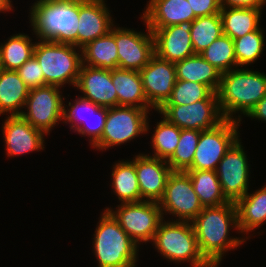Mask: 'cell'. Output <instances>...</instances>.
Masks as SVG:
<instances>
[{"label": "cell", "mask_w": 266, "mask_h": 267, "mask_svg": "<svg viewBox=\"0 0 266 267\" xmlns=\"http://www.w3.org/2000/svg\"><path fill=\"white\" fill-rule=\"evenodd\" d=\"M191 223L200 253L212 267L220 264L224 252L235 249L246 240L229 237L230 227L239 230L237 208L233 202L204 207Z\"/></svg>", "instance_id": "1"}, {"label": "cell", "mask_w": 266, "mask_h": 267, "mask_svg": "<svg viewBox=\"0 0 266 267\" xmlns=\"http://www.w3.org/2000/svg\"><path fill=\"white\" fill-rule=\"evenodd\" d=\"M265 95L266 74L244 68L223 73L217 91L224 118L237 122H241V117L234 118L232 115L240 112L247 116Z\"/></svg>", "instance_id": "2"}, {"label": "cell", "mask_w": 266, "mask_h": 267, "mask_svg": "<svg viewBox=\"0 0 266 267\" xmlns=\"http://www.w3.org/2000/svg\"><path fill=\"white\" fill-rule=\"evenodd\" d=\"M79 0H37L30 22L40 40L72 43L78 22Z\"/></svg>", "instance_id": "3"}, {"label": "cell", "mask_w": 266, "mask_h": 267, "mask_svg": "<svg viewBox=\"0 0 266 267\" xmlns=\"http://www.w3.org/2000/svg\"><path fill=\"white\" fill-rule=\"evenodd\" d=\"M100 218L92 242L98 267H135L139 246L108 211Z\"/></svg>", "instance_id": "4"}, {"label": "cell", "mask_w": 266, "mask_h": 267, "mask_svg": "<svg viewBox=\"0 0 266 267\" xmlns=\"http://www.w3.org/2000/svg\"><path fill=\"white\" fill-rule=\"evenodd\" d=\"M76 46L69 42L38 41L34 49V57L42 67L44 86L58 87L64 84L76 86L82 65V56Z\"/></svg>", "instance_id": "5"}, {"label": "cell", "mask_w": 266, "mask_h": 267, "mask_svg": "<svg viewBox=\"0 0 266 267\" xmlns=\"http://www.w3.org/2000/svg\"><path fill=\"white\" fill-rule=\"evenodd\" d=\"M152 242L171 262L187 261L191 267H212L200 253L191 222L162 220Z\"/></svg>", "instance_id": "6"}, {"label": "cell", "mask_w": 266, "mask_h": 267, "mask_svg": "<svg viewBox=\"0 0 266 267\" xmlns=\"http://www.w3.org/2000/svg\"><path fill=\"white\" fill-rule=\"evenodd\" d=\"M148 111L134 106L108 108L101 139L93 147L104 150L145 134L149 130Z\"/></svg>", "instance_id": "7"}, {"label": "cell", "mask_w": 266, "mask_h": 267, "mask_svg": "<svg viewBox=\"0 0 266 267\" xmlns=\"http://www.w3.org/2000/svg\"><path fill=\"white\" fill-rule=\"evenodd\" d=\"M106 208L127 235L138 245L153 241L164 215L158 202L139 201L120 203L115 211Z\"/></svg>", "instance_id": "8"}, {"label": "cell", "mask_w": 266, "mask_h": 267, "mask_svg": "<svg viewBox=\"0 0 266 267\" xmlns=\"http://www.w3.org/2000/svg\"><path fill=\"white\" fill-rule=\"evenodd\" d=\"M158 111L168 122L180 129L209 130L225 120L215 92L205 100L187 105H163Z\"/></svg>", "instance_id": "9"}, {"label": "cell", "mask_w": 266, "mask_h": 267, "mask_svg": "<svg viewBox=\"0 0 266 267\" xmlns=\"http://www.w3.org/2000/svg\"><path fill=\"white\" fill-rule=\"evenodd\" d=\"M239 124L225 119L218 126L201 131L192 166L188 170L216 171L226 152L240 137Z\"/></svg>", "instance_id": "10"}, {"label": "cell", "mask_w": 266, "mask_h": 267, "mask_svg": "<svg viewBox=\"0 0 266 267\" xmlns=\"http://www.w3.org/2000/svg\"><path fill=\"white\" fill-rule=\"evenodd\" d=\"M58 86L45 85L29 90L20 116L34 128L48 134L59 121L63 119V99Z\"/></svg>", "instance_id": "11"}, {"label": "cell", "mask_w": 266, "mask_h": 267, "mask_svg": "<svg viewBox=\"0 0 266 267\" xmlns=\"http://www.w3.org/2000/svg\"><path fill=\"white\" fill-rule=\"evenodd\" d=\"M158 203L162 215L164 212L171 213L179 218L176 221L191 222L204 208L194 191L189 174L183 171H172L164 195Z\"/></svg>", "instance_id": "12"}, {"label": "cell", "mask_w": 266, "mask_h": 267, "mask_svg": "<svg viewBox=\"0 0 266 267\" xmlns=\"http://www.w3.org/2000/svg\"><path fill=\"white\" fill-rule=\"evenodd\" d=\"M238 139L219 162L216 173L223 195L229 202L236 203L249 187V164L247 155Z\"/></svg>", "instance_id": "13"}, {"label": "cell", "mask_w": 266, "mask_h": 267, "mask_svg": "<svg viewBox=\"0 0 266 267\" xmlns=\"http://www.w3.org/2000/svg\"><path fill=\"white\" fill-rule=\"evenodd\" d=\"M146 27V34L123 27L115 28L118 68L140 71L155 55L153 34L147 23Z\"/></svg>", "instance_id": "14"}, {"label": "cell", "mask_w": 266, "mask_h": 267, "mask_svg": "<svg viewBox=\"0 0 266 267\" xmlns=\"http://www.w3.org/2000/svg\"><path fill=\"white\" fill-rule=\"evenodd\" d=\"M139 73L147 101L158 111L170 98L177 81L175 63L154 55Z\"/></svg>", "instance_id": "15"}, {"label": "cell", "mask_w": 266, "mask_h": 267, "mask_svg": "<svg viewBox=\"0 0 266 267\" xmlns=\"http://www.w3.org/2000/svg\"><path fill=\"white\" fill-rule=\"evenodd\" d=\"M109 12L104 0H79L78 22L72 38L77 50L111 30L114 24Z\"/></svg>", "instance_id": "16"}, {"label": "cell", "mask_w": 266, "mask_h": 267, "mask_svg": "<svg viewBox=\"0 0 266 267\" xmlns=\"http://www.w3.org/2000/svg\"><path fill=\"white\" fill-rule=\"evenodd\" d=\"M192 23L193 21H185L151 31L155 55L172 63L194 55L190 36Z\"/></svg>", "instance_id": "17"}, {"label": "cell", "mask_w": 266, "mask_h": 267, "mask_svg": "<svg viewBox=\"0 0 266 267\" xmlns=\"http://www.w3.org/2000/svg\"><path fill=\"white\" fill-rule=\"evenodd\" d=\"M135 170L141 199L159 202L164 195L168 177L172 173L167 161L148 154H139L135 156Z\"/></svg>", "instance_id": "18"}, {"label": "cell", "mask_w": 266, "mask_h": 267, "mask_svg": "<svg viewBox=\"0 0 266 267\" xmlns=\"http://www.w3.org/2000/svg\"><path fill=\"white\" fill-rule=\"evenodd\" d=\"M81 96L100 107L118 106V98L112 83V70L81 65L76 86Z\"/></svg>", "instance_id": "19"}, {"label": "cell", "mask_w": 266, "mask_h": 267, "mask_svg": "<svg viewBox=\"0 0 266 267\" xmlns=\"http://www.w3.org/2000/svg\"><path fill=\"white\" fill-rule=\"evenodd\" d=\"M3 123L2 134L8 157L44 149L45 133L34 128L20 115H9Z\"/></svg>", "instance_id": "20"}, {"label": "cell", "mask_w": 266, "mask_h": 267, "mask_svg": "<svg viewBox=\"0 0 266 267\" xmlns=\"http://www.w3.org/2000/svg\"><path fill=\"white\" fill-rule=\"evenodd\" d=\"M148 2L141 17L151 31L193 21L196 18L187 0H149Z\"/></svg>", "instance_id": "21"}, {"label": "cell", "mask_w": 266, "mask_h": 267, "mask_svg": "<svg viewBox=\"0 0 266 267\" xmlns=\"http://www.w3.org/2000/svg\"><path fill=\"white\" fill-rule=\"evenodd\" d=\"M112 83L117 93L118 106H134L150 110L139 71L112 69Z\"/></svg>", "instance_id": "22"}, {"label": "cell", "mask_w": 266, "mask_h": 267, "mask_svg": "<svg viewBox=\"0 0 266 267\" xmlns=\"http://www.w3.org/2000/svg\"><path fill=\"white\" fill-rule=\"evenodd\" d=\"M115 25L104 36L81 48L82 65L102 69L118 68V49L115 42Z\"/></svg>", "instance_id": "23"}, {"label": "cell", "mask_w": 266, "mask_h": 267, "mask_svg": "<svg viewBox=\"0 0 266 267\" xmlns=\"http://www.w3.org/2000/svg\"><path fill=\"white\" fill-rule=\"evenodd\" d=\"M177 80H185L206 85L217 93L222 73L206 61L200 54H194L175 63Z\"/></svg>", "instance_id": "24"}, {"label": "cell", "mask_w": 266, "mask_h": 267, "mask_svg": "<svg viewBox=\"0 0 266 267\" xmlns=\"http://www.w3.org/2000/svg\"><path fill=\"white\" fill-rule=\"evenodd\" d=\"M29 88L15 70L0 73V115H20L29 94Z\"/></svg>", "instance_id": "25"}, {"label": "cell", "mask_w": 266, "mask_h": 267, "mask_svg": "<svg viewBox=\"0 0 266 267\" xmlns=\"http://www.w3.org/2000/svg\"><path fill=\"white\" fill-rule=\"evenodd\" d=\"M238 228L247 234L266 222V186L254 193L248 192L236 203Z\"/></svg>", "instance_id": "26"}, {"label": "cell", "mask_w": 266, "mask_h": 267, "mask_svg": "<svg viewBox=\"0 0 266 267\" xmlns=\"http://www.w3.org/2000/svg\"><path fill=\"white\" fill-rule=\"evenodd\" d=\"M261 12L256 8H221L223 34L234 40L258 30Z\"/></svg>", "instance_id": "27"}, {"label": "cell", "mask_w": 266, "mask_h": 267, "mask_svg": "<svg viewBox=\"0 0 266 267\" xmlns=\"http://www.w3.org/2000/svg\"><path fill=\"white\" fill-rule=\"evenodd\" d=\"M112 170L113 192L118 196L121 203L143 201L138 185L137 173L135 170V159L133 161H119L114 164Z\"/></svg>", "instance_id": "28"}, {"label": "cell", "mask_w": 266, "mask_h": 267, "mask_svg": "<svg viewBox=\"0 0 266 267\" xmlns=\"http://www.w3.org/2000/svg\"><path fill=\"white\" fill-rule=\"evenodd\" d=\"M186 172L203 207L229 203L223 195L216 171L187 170Z\"/></svg>", "instance_id": "29"}, {"label": "cell", "mask_w": 266, "mask_h": 267, "mask_svg": "<svg viewBox=\"0 0 266 267\" xmlns=\"http://www.w3.org/2000/svg\"><path fill=\"white\" fill-rule=\"evenodd\" d=\"M28 35L15 34L7 42L0 45V64L3 70H17L32 56L36 42Z\"/></svg>", "instance_id": "30"}, {"label": "cell", "mask_w": 266, "mask_h": 267, "mask_svg": "<svg viewBox=\"0 0 266 267\" xmlns=\"http://www.w3.org/2000/svg\"><path fill=\"white\" fill-rule=\"evenodd\" d=\"M223 34L220 13L196 17L193 20L190 36L195 54H200L214 40Z\"/></svg>", "instance_id": "31"}, {"label": "cell", "mask_w": 266, "mask_h": 267, "mask_svg": "<svg viewBox=\"0 0 266 267\" xmlns=\"http://www.w3.org/2000/svg\"><path fill=\"white\" fill-rule=\"evenodd\" d=\"M200 55L222 74L238 68L234 40L225 34L214 40Z\"/></svg>", "instance_id": "32"}, {"label": "cell", "mask_w": 266, "mask_h": 267, "mask_svg": "<svg viewBox=\"0 0 266 267\" xmlns=\"http://www.w3.org/2000/svg\"><path fill=\"white\" fill-rule=\"evenodd\" d=\"M181 129L168 122L164 117L157 122L154 134L152 135V146L156 157L168 161L175 152L180 139Z\"/></svg>", "instance_id": "33"}, {"label": "cell", "mask_w": 266, "mask_h": 267, "mask_svg": "<svg viewBox=\"0 0 266 267\" xmlns=\"http://www.w3.org/2000/svg\"><path fill=\"white\" fill-rule=\"evenodd\" d=\"M201 131L181 129L175 152L167 161L172 171L186 172L191 166L200 139Z\"/></svg>", "instance_id": "34"}, {"label": "cell", "mask_w": 266, "mask_h": 267, "mask_svg": "<svg viewBox=\"0 0 266 267\" xmlns=\"http://www.w3.org/2000/svg\"><path fill=\"white\" fill-rule=\"evenodd\" d=\"M264 45V35L261 28L234 39L237 66L241 68L255 62L263 53Z\"/></svg>", "instance_id": "35"}, {"label": "cell", "mask_w": 266, "mask_h": 267, "mask_svg": "<svg viewBox=\"0 0 266 267\" xmlns=\"http://www.w3.org/2000/svg\"><path fill=\"white\" fill-rule=\"evenodd\" d=\"M212 91L204 84L177 80L170 98L164 105H187L205 100Z\"/></svg>", "instance_id": "36"}, {"label": "cell", "mask_w": 266, "mask_h": 267, "mask_svg": "<svg viewBox=\"0 0 266 267\" xmlns=\"http://www.w3.org/2000/svg\"><path fill=\"white\" fill-rule=\"evenodd\" d=\"M108 113V108L100 107L91 102L90 121L89 118L85 123L76 130L79 134L90 137V143L94 146L100 139L104 130L105 120ZM91 119L93 122H91ZM90 122V123H89ZM87 124V125H86Z\"/></svg>", "instance_id": "37"}, {"label": "cell", "mask_w": 266, "mask_h": 267, "mask_svg": "<svg viewBox=\"0 0 266 267\" xmlns=\"http://www.w3.org/2000/svg\"><path fill=\"white\" fill-rule=\"evenodd\" d=\"M73 103L69 102L70 109H66V106L63 105V121L70 123V129L76 131L82 125V122L85 123L88 115L90 116L91 101L80 96ZM83 117L87 118L84 119Z\"/></svg>", "instance_id": "38"}, {"label": "cell", "mask_w": 266, "mask_h": 267, "mask_svg": "<svg viewBox=\"0 0 266 267\" xmlns=\"http://www.w3.org/2000/svg\"><path fill=\"white\" fill-rule=\"evenodd\" d=\"M29 89L44 86V74L37 59L32 56L16 70Z\"/></svg>", "instance_id": "39"}, {"label": "cell", "mask_w": 266, "mask_h": 267, "mask_svg": "<svg viewBox=\"0 0 266 267\" xmlns=\"http://www.w3.org/2000/svg\"><path fill=\"white\" fill-rule=\"evenodd\" d=\"M196 17L220 13V0H187Z\"/></svg>", "instance_id": "40"}, {"label": "cell", "mask_w": 266, "mask_h": 267, "mask_svg": "<svg viewBox=\"0 0 266 267\" xmlns=\"http://www.w3.org/2000/svg\"><path fill=\"white\" fill-rule=\"evenodd\" d=\"M266 0H220L221 8H256L262 9Z\"/></svg>", "instance_id": "41"}, {"label": "cell", "mask_w": 266, "mask_h": 267, "mask_svg": "<svg viewBox=\"0 0 266 267\" xmlns=\"http://www.w3.org/2000/svg\"><path fill=\"white\" fill-rule=\"evenodd\" d=\"M247 117L263 120L266 122V95L254 106Z\"/></svg>", "instance_id": "42"}, {"label": "cell", "mask_w": 266, "mask_h": 267, "mask_svg": "<svg viewBox=\"0 0 266 267\" xmlns=\"http://www.w3.org/2000/svg\"><path fill=\"white\" fill-rule=\"evenodd\" d=\"M11 2L10 0H0V12L12 10Z\"/></svg>", "instance_id": "43"}]
</instances>
